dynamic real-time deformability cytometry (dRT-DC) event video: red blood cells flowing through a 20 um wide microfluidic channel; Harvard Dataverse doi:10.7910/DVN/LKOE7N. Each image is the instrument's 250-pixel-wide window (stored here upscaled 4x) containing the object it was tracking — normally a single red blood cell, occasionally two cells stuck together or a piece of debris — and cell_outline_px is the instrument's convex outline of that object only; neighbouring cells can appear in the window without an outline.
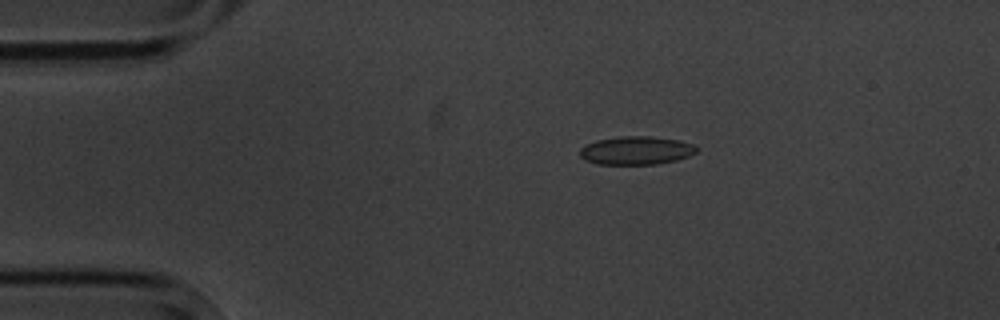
{"species": "common noctule bat (a hibernating species)", "species_latin": "Nyctalus noctula", "temperature_condition": "cold", "stored_images_in_passage": 7, "camera_frame_rate_fps": 3000, "um_per_image_px": 0.085, "animal": {"sex": "male", "body_mass_g": 20.1, "forearm_length_mm": 53.5}, "frame": {"image": 1, "passage_image": 3, "time_ms": 2.667, "image_size_px": [1000, 320], "cell_outline_px": [[696, 152], [688, 156], [676, 160], [656, 164], [596, 164], [584, 160], [580, 156], [580, 148], [596, 140], [620, 136], [648, 136], [680, 140], [692, 144], [696, 148]], "centroid_in_image_um": [54.04, 12.79], "position_along_channel_um": 31.0, "area_um2": 19.19}}
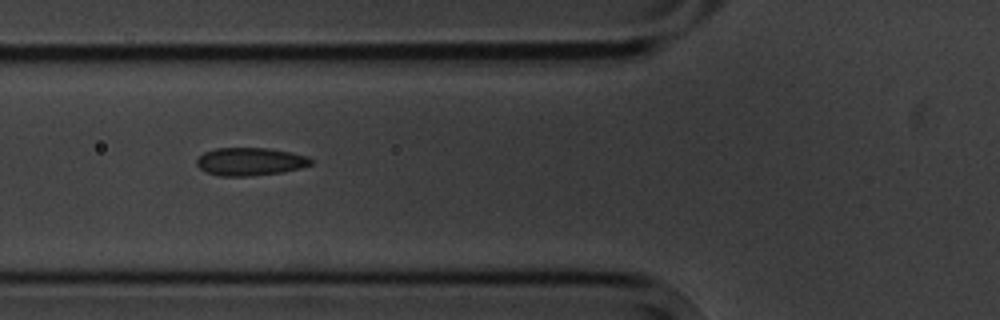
{"frame": {"image": 2, "passage_image": 6, "time_ms": 6.0, "image_size_px": [1000, 320], "cell_outline_px": [[312, 164], [300, 168], [284, 172], [252, 176], [220, 176], [204, 172], [196, 164], [196, 160], [204, 152], [216, 148], [268, 148], [308, 156], [312, 160]], "centroid_in_image_um": [21.25, 13.74], "position_along_channel_um": 104.6, "area_um2": 18.67}}
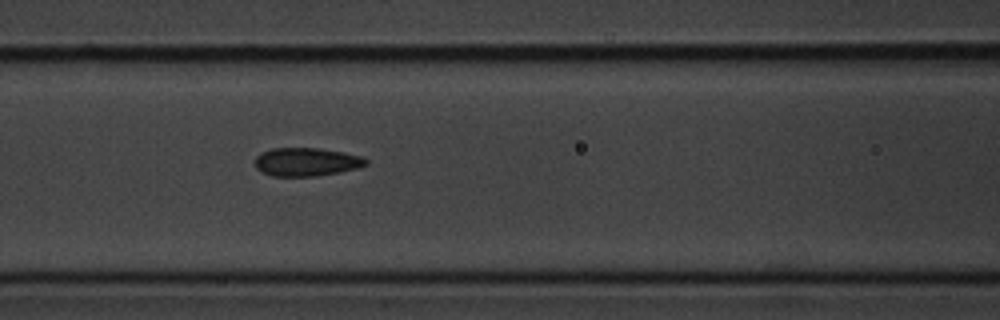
{"frame": {"image": 3, "passage_image": 7, "time_ms": 7.0, "image_size_px": [1000, 320], "cell_outline_px": [[368, 164], [356, 168], [340, 172], [316, 176], [272, 176], [256, 168], [256, 156], [260, 152], [272, 148], [320, 148], [344, 152], [360, 156], [368, 160]], "centroid_in_image_um": [26.05, 13.75], "position_along_channel_um": 140.6, "area_um2": 18.32}}